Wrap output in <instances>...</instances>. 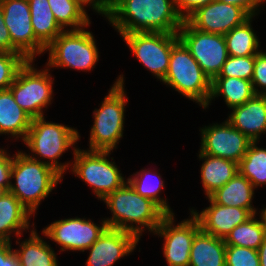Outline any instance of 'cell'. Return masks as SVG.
<instances>
[{
    "label": "cell",
    "instance_id": "cell-1",
    "mask_svg": "<svg viewBox=\"0 0 266 266\" xmlns=\"http://www.w3.org/2000/svg\"><path fill=\"white\" fill-rule=\"evenodd\" d=\"M107 20L119 33H178L184 21L175 0H112Z\"/></svg>",
    "mask_w": 266,
    "mask_h": 266
},
{
    "label": "cell",
    "instance_id": "cell-2",
    "mask_svg": "<svg viewBox=\"0 0 266 266\" xmlns=\"http://www.w3.org/2000/svg\"><path fill=\"white\" fill-rule=\"evenodd\" d=\"M102 201L112 213L111 218H104L108 228L130 232L139 240L145 229L154 233L167 215L155 202L139 195L128 182Z\"/></svg>",
    "mask_w": 266,
    "mask_h": 266
},
{
    "label": "cell",
    "instance_id": "cell-3",
    "mask_svg": "<svg viewBox=\"0 0 266 266\" xmlns=\"http://www.w3.org/2000/svg\"><path fill=\"white\" fill-rule=\"evenodd\" d=\"M62 176L52 167L34 160L25 152L18 151L13 154L11 181L8 192L17 199L35 216L40 202L62 182Z\"/></svg>",
    "mask_w": 266,
    "mask_h": 266
},
{
    "label": "cell",
    "instance_id": "cell-4",
    "mask_svg": "<svg viewBox=\"0 0 266 266\" xmlns=\"http://www.w3.org/2000/svg\"><path fill=\"white\" fill-rule=\"evenodd\" d=\"M79 139L80 134L77 129L59 123L47 122L45 116H42L32 118L31 126L23 142L33 153L31 155L25 153L27 156L52 167L63 177L72 163H59L58 160L71 147L73 148L72 151H75V144ZM43 158L48 160L43 161Z\"/></svg>",
    "mask_w": 266,
    "mask_h": 266
},
{
    "label": "cell",
    "instance_id": "cell-5",
    "mask_svg": "<svg viewBox=\"0 0 266 266\" xmlns=\"http://www.w3.org/2000/svg\"><path fill=\"white\" fill-rule=\"evenodd\" d=\"M123 74L119 75L104 97L99 109L93 111V126L90 128V151H112L123 137L125 106H127Z\"/></svg>",
    "mask_w": 266,
    "mask_h": 266
},
{
    "label": "cell",
    "instance_id": "cell-6",
    "mask_svg": "<svg viewBox=\"0 0 266 266\" xmlns=\"http://www.w3.org/2000/svg\"><path fill=\"white\" fill-rule=\"evenodd\" d=\"M179 94L205 108L211 95V80L179 39L173 46L167 74L162 81Z\"/></svg>",
    "mask_w": 266,
    "mask_h": 266
},
{
    "label": "cell",
    "instance_id": "cell-7",
    "mask_svg": "<svg viewBox=\"0 0 266 266\" xmlns=\"http://www.w3.org/2000/svg\"><path fill=\"white\" fill-rule=\"evenodd\" d=\"M63 30L47 47L49 53L45 66L50 68H70L91 71L99 60V52L94 35L86 31Z\"/></svg>",
    "mask_w": 266,
    "mask_h": 266
},
{
    "label": "cell",
    "instance_id": "cell-8",
    "mask_svg": "<svg viewBox=\"0 0 266 266\" xmlns=\"http://www.w3.org/2000/svg\"><path fill=\"white\" fill-rule=\"evenodd\" d=\"M110 154L111 151H90L79 148L73 151L71 172L91 186L100 201L127 182L116 163L108 158Z\"/></svg>",
    "mask_w": 266,
    "mask_h": 266
},
{
    "label": "cell",
    "instance_id": "cell-9",
    "mask_svg": "<svg viewBox=\"0 0 266 266\" xmlns=\"http://www.w3.org/2000/svg\"><path fill=\"white\" fill-rule=\"evenodd\" d=\"M33 62L34 60L25 62L9 89L15 102L32 118H37L44 116L43 108L51 105L54 79L47 66L38 70Z\"/></svg>",
    "mask_w": 266,
    "mask_h": 266
},
{
    "label": "cell",
    "instance_id": "cell-10",
    "mask_svg": "<svg viewBox=\"0 0 266 266\" xmlns=\"http://www.w3.org/2000/svg\"><path fill=\"white\" fill-rule=\"evenodd\" d=\"M132 54L161 82L169 67L172 46L178 33L136 32L119 33Z\"/></svg>",
    "mask_w": 266,
    "mask_h": 266
},
{
    "label": "cell",
    "instance_id": "cell-11",
    "mask_svg": "<svg viewBox=\"0 0 266 266\" xmlns=\"http://www.w3.org/2000/svg\"><path fill=\"white\" fill-rule=\"evenodd\" d=\"M178 36L210 80L218 76L229 56L224 35L199 31L184 20Z\"/></svg>",
    "mask_w": 266,
    "mask_h": 266
},
{
    "label": "cell",
    "instance_id": "cell-12",
    "mask_svg": "<svg viewBox=\"0 0 266 266\" xmlns=\"http://www.w3.org/2000/svg\"><path fill=\"white\" fill-rule=\"evenodd\" d=\"M108 228L106 221L101 225L86 218H67L54 221L42 230L43 236L60 246V251H80L88 249Z\"/></svg>",
    "mask_w": 266,
    "mask_h": 266
},
{
    "label": "cell",
    "instance_id": "cell-13",
    "mask_svg": "<svg viewBox=\"0 0 266 266\" xmlns=\"http://www.w3.org/2000/svg\"><path fill=\"white\" fill-rule=\"evenodd\" d=\"M190 213L189 219L177 225L174 224V213L167 214L153 233L165 240L162 249L168 266H189L192 242L201 230L199 221Z\"/></svg>",
    "mask_w": 266,
    "mask_h": 266
},
{
    "label": "cell",
    "instance_id": "cell-14",
    "mask_svg": "<svg viewBox=\"0 0 266 266\" xmlns=\"http://www.w3.org/2000/svg\"><path fill=\"white\" fill-rule=\"evenodd\" d=\"M3 19L12 44L28 59L45 53L46 47L36 38L28 0H1Z\"/></svg>",
    "mask_w": 266,
    "mask_h": 266
},
{
    "label": "cell",
    "instance_id": "cell-15",
    "mask_svg": "<svg viewBox=\"0 0 266 266\" xmlns=\"http://www.w3.org/2000/svg\"><path fill=\"white\" fill-rule=\"evenodd\" d=\"M201 131L202 153L231 160L241 161L252 142L245 134L235 129L227 120L221 124L205 126Z\"/></svg>",
    "mask_w": 266,
    "mask_h": 266
},
{
    "label": "cell",
    "instance_id": "cell-16",
    "mask_svg": "<svg viewBox=\"0 0 266 266\" xmlns=\"http://www.w3.org/2000/svg\"><path fill=\"white\" fill-rule=\"evenodd\" d=\"M250 17L241 7L215 0L199 7L185 20L199 31L225 35Z\"/></svg>",
    "mask_w": 266,
    "mask_h": 266
},
{
    "label": "cell",
    "instance_id": "cell-17",
    "mask_svg": "<svg viewBox=\"0 0 266 266\" xmlns=\"http://www.w3.org/2000/svg\"><path fill=\"white\" fill-rule=\"evenodd\" d=\"M139 239L132 233L107 228L86 250L89 256L86 266H113L118 260L129 256L138 245Z\"/></svg>",
    "mask_w": 266,
    "mask_h": 266
},
{
    "label": "cell",
    "instance_id": "cell-18",
    "mask_svg": "<svg viewBox=\"0 0 266 266\" xmlns=\"http://www.w3.org/2000/svg\"><path fill=\"white\" fill-rule=\"evenodd\" d=\"M206 198L210 203L209 207L200 213L194 209L189 210L199 221L200 229L207 234L225 239L234 227L253 216L248 209L223 206L214 203L209 197Z\"/></svg>",
    "mask_w": 266,
    "mask_h": 266
},
{
    "label": "cell",
    "instance_id": "cell-19",
    "mask_svg": "<svg viewBox=\"0 0 266 266\" xmlns=\"http://www.w3.org/2000/svg\"><path fill=\"white\" fill-rule=\"evenodd\" d=\"M227 121L252 142H259L266 133V97L255 94L246 103L231 108Z\"/></svg>",
    "mask_w": 266,
    "mask_h": 266
},
{
    "label": "cell",
    "instance_id": "cell-20",
    "mask_svg": "<svg viewBox=\"0 0 266 266\" xmlns=\"http://www.w3.org/2000/svg\"><path fill=\"white\" fill-rule=\"evenodd\" d=\"M30 211L10 192L0 198V241L11 242V234L21 238L30 229ZM13 232V233H12Z\"/></svg>",
    "mask_w": 266,
    "mask_h": 266
},
{
    "label": "cell",
    "instance_id": "cell-21",
    "mask_svg": "<svg viewBox=\"0 0 266 266\" xmlns=\"http://www.w3.org/2000/svg\"><path fill=\"white\" fill-rule=\"evenodd\" d=\"M31 122L32 117L15 102L10 89L0 90V135L23 141Z\"/></svg>",
    "mask_w": 266,
    "mask_h": 266
},
{
    "label": "cell",
    "instance_id": "cell-22",
    "mask_svg": "<svg viewBox=\"0 0 266 266\" xmlns=\"http://www.w3.org/2000/svg\"><path fill=\"white\" fill-rule=\"evenodd\" d=\"M254 186L239 172L224 186L212 193L209 198L216 204L248 209L253 215L257 209L253 207Z\"/></svg>",
    "mask_w": 266,
    "mask_h": 266
},
{
    "label": "cell",
    "instance_id": "cell-23",
    "mask_svg": "<svg viewBox=\"0 0 266 266\" xmlns=\"http://www.w3.org/2000/svg\"><path fill=\"white\" fill-rule=\"evenodd\" d=\"M199 159L204 162L201 166V182L206 197L224 186L238 172V164L221 157L204 154L199 150Z\"/></svg>",
    "mask_w": 266,
    "mask_h": 266
},
{
    "label": "cell",
    "instance_id": "cell-24",
    "mask_svg": "<svg viewBox=\"0 0 266 266\" xmlns=\"http://www.w3.org/2000/svg\"><path fill=\"white\" fill-rule=\"evenodd\" d=\"M224 239L200 230L194 237L189 266H226Z\"/></svg>",
    "mask_w": 266,
    "mask_h": 266
},
{
    "label": "cell",
    "instance_id": "cell-25",
    "mask_svg": "<svg viewBox=\"0 0 266 266\" xmlns=\"http://www.w3.org/2000/svg\"><path fill=\"white\" fill-rule=\"evenodd\" d=\"M255 95L250 80L236 77H215L211 82V95L207 106L215 98L223 97L229 109L242 105Z\"/></svg>",
    "mask_w": 266,
    "mask_h": 266
},
{
    "label": "cell",
    "instance_id": "cell-26",
    "mask_svg": "<svg viewBox=\"0 0 266 266\" xmlns=\"http://www.w3.org/2000/svg\"><path fill=\"white\" fill-rule=\"evenodd\" d=\"M32 228L30 237L19 244V249H13L20 266H58L57 254L49 243L39 237L37 230Z\"/></svg>",
    "mask_w": 266,
    "mask_h": 266
},
{
    "label": "cell",
    "instance_id": "cell-27",
    "mask_svg": "<svg viewBox=\"0 0 266 266\" xmlns=\"http://www.w3.org/2000/svg\"><path fill=\"white\" fill-rule=\"evenodd\" d=\"M36 38L47 47L64 29L57 23L48 0H28Z\"/></svg>",
    "mask_w": 266,
    "mask_h": 266
},
{
    "label": "cell",
    "instance_id": "cell-28",
    "mask_svg": "<svg viewBox=\"0 0 266 266\" xmlns=\"http://www.w3.org/2000/svg\"><path fill=\"white\" fill-rule=\"evenodd\" d=\"M157 173L152 172L151 169L143 168L129 176L127 182L139 195L155 202L166 214H173L167 199L160 197L161 190L165 186L160 173Z\"/></svg>",
    "mask_w": 266,
    "mask_h": 266
},
{
    "label": "cell",
    "instance_id": "cell-29",
    "mask_svg": "<svg viewBox=\"0 0 266 266\" xmlns=\"http://www.w3.org/2000/svg\"><path fill=\"white\" fill-rule=\"evenodd\" d=\"M251 16L240 26L233 28L224 35L229 56L245 57L256 55L260 52L259 38L253 30Z\"/></svg>",
    "mask_w": 266,
    "mask_h": 266
},
{
    "label": "cell",
    "instance_id": "cell-30",
    "mask_svg": "<svg viewBox=\"0 0 266 266\" xmlns=\"http://www.w3.org/2000/svg\"><path fill=\"white\" fill-rule=\"evenodd\" d=\"M258 219L255 214L234 227L224 239L225 244L258 250L266 237V226L260 217Z\"/></svg>",
    "mask_w": 266,
    "mask_h": 266
},
{
    "label": "cell",
    "instance_id": "cell-31",
    "mask_svg": "<svg viewBox=\"0 0 266 266\" xmlns=\"http://www.w3.org/2000/svg\"><path fill=\"white\" fill-rule=\"evenodd\" d=\"M57 23L64 29L78 30L90 26L87 10L74 0H48Z\"/></svg>",
    "mask_w": 266,
    "mask_h": 266
},
{
    "label": "cell",
    "instance_id": "cell-32",
    "mask_svg": "<svg viewBox=\"0 0 266 266\" xmlns=\"http://www.w3.org/2000/svg\"><path fill=\"white\" fill-rule=\"evenodd\" d=\"M259 142H251L246 154L238 164L239 173L254 186L266 184V148L258 147Z\"/></svg>",
    "mask_w": 266,
    "mask_h": 266
},
{
    "label": "cell",
    "instance_id": "cell-33",
    "mask_svg": "<svg viewBox=\"0 0 266 266\" xmlns=\"http://www.w3.org/2000/svg\"><path fill=\"white\" fill-rule=\"evenodd\" d=\"M27 60L22 53L0 51V90L9 88Z\"/></svg>",
    "mask_w": 266,
    "mask_h": 266
},
{
    "label": "cell",
    "instance_id": "cell-34",
    "mask_svg": "<svg viewBox=\"0 0 266 266\" xmlns=\"http://www.w3.org/2000/svg\"><path fill=\"white\" fill-rule=\"evenodd\" d=\"M254 65L255 55L245 57L228 56L220 73L216 77H236L251 81Z\"/></svg>",
    "mask_w": 266,
    "mask_h": 266
},
{
    "label": "cell",
    "instance_id": "cell-35",
    "mask_svg": "<svg viewBox=\"0 0 266 266\" xmlns=\"http://www.w3.org/2000/svg\"><path fill=\"white\" fill-rule=\"evenodd\" d=\"M226 266H260L258 251L226 245Z\"/></svg>",
    "mask_w": 266,
    "mask_h": 266
},
{
    "label": "cell",
    "instance_id": "cell-36",
    "mask_svg": "<svg viewBox=\"0 0 266 266\" xmlns=\"http://www.w3.org/2000/svg\"><path fill=\"white\" fill-rule=\"evenodd\" d=\"M251 82L255 94L263 95L266 92V52L262 50L255 55Z\"/></svg>",
    "mask_w": 266,
    "mask_h": 266
},
{
    "label": "cell",
    "instance_id": "cell-37",
    "mask_svg": "<svg viewBox=\"0 0 266 266\" xmlns=\"http://www.w3.org/2000/svg\"><path fill=\"white\" fill-rule=\"evenodd\" d=\"M13 163V155L7 153V150L0 148V186L7 192L11 184V169Z\"/></svg>",
    "mask_w": 266,
    "mask_h": 266
},
{
    "label": "cell",
    "instance_id": "cell-38",
    "mask_svg": "<svg viewBox=\"0 0 266 266\" xmlns=\"http://www.w3.org/2000/svg\"><path fill=\"white\" fill-rule=\"evenodd\" d=\"M215 0H175L178 14L185 20L199 7L205 6Z\"/></svg>",
    "mask_w": 266,
    "mask_h": 266
},
{
    "label": "cell",
    "instance_id": "cell-39",
    "mask_svg": "<svg viewBox=\"0 0 266 266\" xmlns=\"http://www.w3.org/2000/svg\"><path fill=\"white\" fill-rule=\"evenodd\" d=\"M0 51L21 53L11 41V36L3 19V9L0 0Z\"/></svg>",
    "mask_w": 266,
    "mask_h": 266
},
{
    "label": "cell",
    "instance_id": "cell-40",
    "mask_svg": "<svg viewBox=\"0 0 266 266\" xmlns=\"http://www.w3.org/2000/svg\"><path fill=\"white\" fill-rule=\"evenodd\" d=\"M81 7L85 8L90 6L92 9L97 12L99 15L109 17V14L112 9V0H74ZM86 6V7H85Z\"/></svg>",
    "mask_w": 266,
    "mask_h": 266
},
{
    "label": "cell",
    "instance_id": "cell-41",
    "mask_svg": "<svg viewBox=\"0 0 266 266\" xmlns=\"http://www.w3.org/2000/svg\"><path fill=\"white\" fill-rule=\"evenodd\" d=\"M223 3L235 5L243 8L250 16H256L260 11L258 7H262L266 0H218ZM262 4V6H261ZM258 10V11H257Z\"/></svg>",
    "mask_w": 266,
    "mask_h": 266
},
{
    "label": "cell",
    "instance_id": "cell-42",
    "mask_svg": "<svg viewBox=\"0 0 266 266\" xmlns=\"http://www.w3.org/2000/svg\"><path fill=\"white\" fill-rule=\"evenodd\" d=\"M11 244L12 242L7 241V266H20Z\"/></svg>",
    "mask_w": 266,
    "mask_h": 266
},
{
    "label": "cell",
    "instance_id": "cell-43",
    "mask_svg": "<svg viewBox=\"0 0 266 266\" xmlns=\"http://www.w3.org/2000/svg\"><path fill=\"white\" fill-rule=\"evenodd\" d=\"M0 266H7V241H0Z\"/></svg>",
    "mask_w": 266,
    "mask_h": 266
},
{
    "label": "cell",
    "instance_id": "cell-44",
    "mask_svg": "<svg viewBox=\"0 0 266 266\" xmlns=\"http://www.w3.org/2000/svg\"><path fill=\"white\" fill-rule=\"evenodd\" d=\"M260 266H266V237L258 248Z\"/></svg>",
    "mask_w": 266,
    "mask_h": 266
},
{
    "label": "cell",
    "instance_id": "cell-45",
    "mask_svg": "<svg viewBox=\"0 0 266 266\" xmlns=\"http://www.w3.org/2000/svg\"><path fill=\"white\" fill-rule=\"evenodd\" d=\"M259 216L263 222V224L266 226V207H264L263 209H261V211H259Z\"/></svg>",
    "mask_w": 266,
    "mask_h": 266
},
{
    "label": "cell",
    "instance_id": "cell-46",
    "mask_svg": "<svg viewBox=\"0 0 266 266\" xmlns=\"http://www.w3.org/2000/svg\"><path fill=\"white\" fill-rule=\"evenodd\" d=\"M7 191L2 187L0 186V198L6 193Z\"/></svg>",
    "mask_w": 266,
    "mask_h": 266
}]
</instances>
